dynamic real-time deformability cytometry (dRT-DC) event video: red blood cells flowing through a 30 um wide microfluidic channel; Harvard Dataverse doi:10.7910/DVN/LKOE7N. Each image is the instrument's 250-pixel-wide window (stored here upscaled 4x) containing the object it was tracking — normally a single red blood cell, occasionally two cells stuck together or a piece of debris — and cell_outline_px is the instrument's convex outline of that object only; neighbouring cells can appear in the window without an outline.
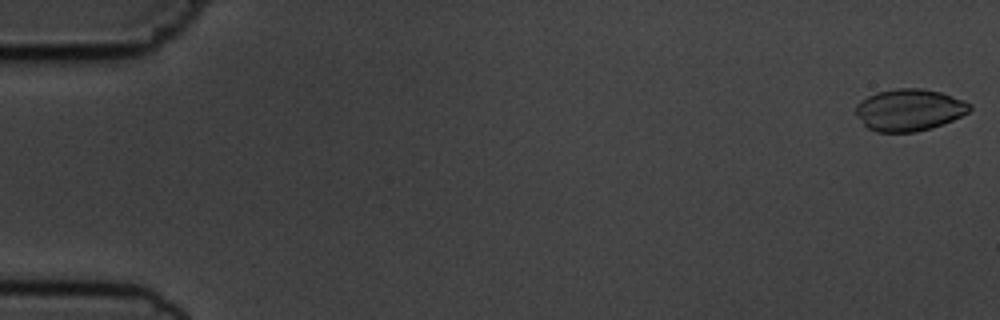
{"species": "common noctule bat (a hibernating species)", "species_latin": "Nyctalus noctula", "temperature_condition": "cold", "stored_images_in_passage": 8, "camera_frame_rate_fps": 3000, "um_per_image_px": 0.085, "animal": {"sex": "male", "body_mass_g": 19.5, "forearm_length_mm": 54.6}, "frame": {"image": 1, "passage_image": 1, "time_ms": 0.0, "image_size_px": [1000, 320], "cell_outline_px": [[972, 108], [968, 112], [952, 120], [932, 128], [916, 132], [876, 132], [868, 128], [864, 124], [856, 112], [856, 104], [860, 100], [876, 92], [896, 88], [920, 88], [940, 92], [964, 100], [972, 104]], "centroid_in_image_um": [77.29, 9.34], "position_along_channel_um": 7.7, "area_um2": 27.8}}
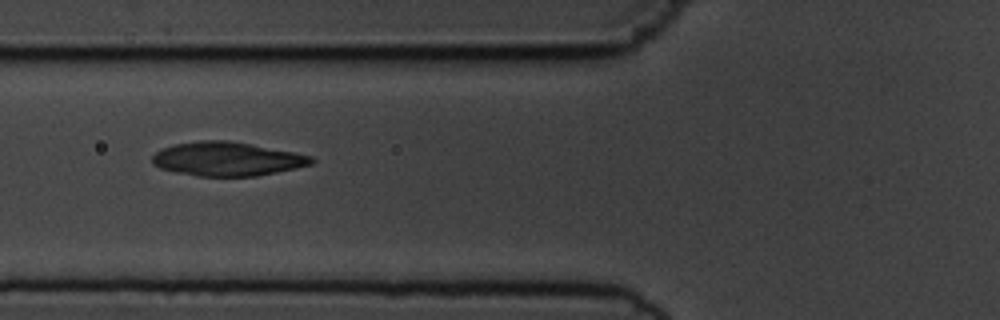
{"frame": {"image": 2, "passage_image": 6, "time_ms": 6.667, "image_size_px": [1000, 320], "cell_outline_px": [[316, 160], [312, 164], [296, 168], [256, 176], [196, 176], [176, 172], [160, 168], [152, 164], [152, 156], [160, 148], [176, 144], [200, 140], [228, 140], [292, 152], [312, 156]], "centroid_in_image_um": [19.27, 13.51], "position_along_channel_um": 106.5, "area_um2": 31.33}}
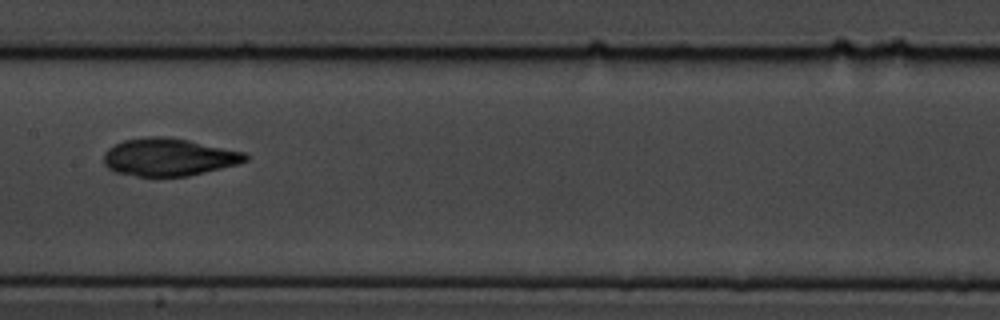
{"frame": {"image": 3, "passage_image": 8, "time_ms": 9.0, "image_size_px": [1000, 320], "cell_outline_px": [[248, 160], [236, 164], [188, 176], [136, 176], [116, 172], [108, 168], [104, 164], [104, 152], [108, 148], [124, 140], [148, 136], [168, 136], [188, 140], [244, 152], [248, 156]], "centroid_in_image_um": [14.31, 13.35], "position_along_channel_um": 193.1, "area_um2": 30.87}}